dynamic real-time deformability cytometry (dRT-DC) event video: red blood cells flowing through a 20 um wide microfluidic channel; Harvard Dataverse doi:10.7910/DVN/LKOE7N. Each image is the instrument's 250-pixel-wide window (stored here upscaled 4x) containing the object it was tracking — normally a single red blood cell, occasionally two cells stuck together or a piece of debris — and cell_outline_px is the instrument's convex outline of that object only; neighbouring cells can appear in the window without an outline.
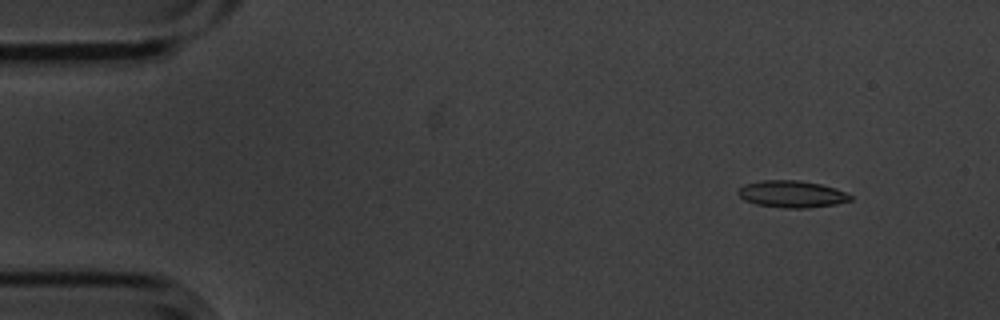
{"species": "common noctule bat (a hibernating species)", "species_latin": "Nyctalus noctula", "temperature_condition": "cold", "stored_images_in_passage": 6, "camera_frame_rate_fps": 3000, "um_per_image_px": 0.085, "animal": {"sex": "male", "body_mass_g": 20.1, "forearm_length_mm": 53.5}, "frame": {"image": 1, "passage_image": 2, "time_ms": 0.333, "image_size_px": [1000, 320], "cell_outline_px": [[852, 200], [836, 204], [808, 208], [784, 208], [756, 204], [744, 200], [736, 192], [744, 184], [760, 180], [800, 180], [820, 184], [836, 188], [852, 196]], "centroid_in_image_um": [67.29, 16.49], "position_along_channel_um": 17.7, "area_um2": 17.69}}
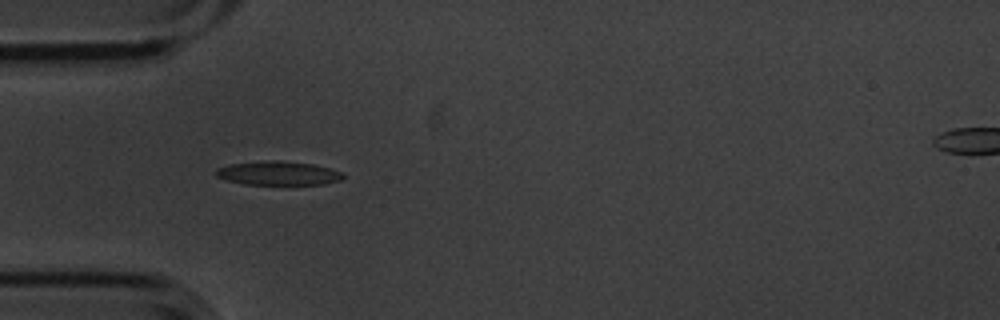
{"frame": {"image": 2, "passage_image": 5, "time_ms": 1.333, "image_size_px": [1000, 320], "cell_outline_px": [[344, 180], [324, 184], [244, 184], [228, 180], [216, 176], [216, 168], [228, 164], [268, 160], [280, 160], [312, 164], [344, 172]], "centroid_in_image_um": [23.68, 14.71], "position_along_channel_um": 61.3, "area_um2": 17.74}}
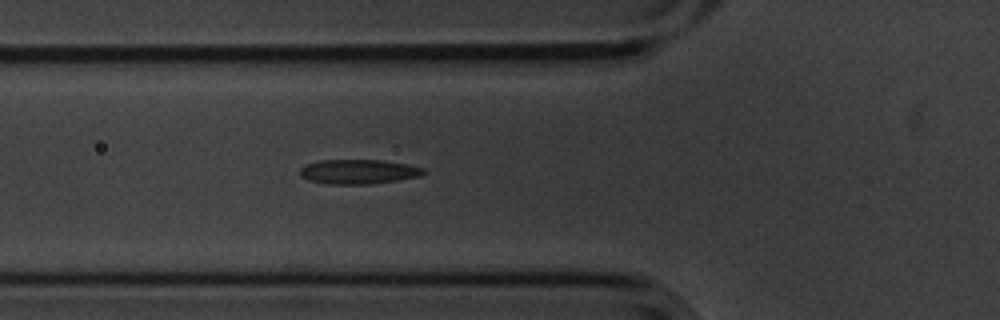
{"frame": {"image": 3, "passage_image": 6, "time_ms": 1.667, "image_size_px": [1000, 320], "cell_outline_px": [[424, 172], [420, 176], [396, 180], [368, 184], [328, 184], [308, 180], [300, 176], [300, 168], [304, 164], [320, 160], [384, 160], [408, 164], [424, 168]], "centroid_in_image_um": [30.43, 14.58], "position_along_channel_um": 95.4, "area_um2": 17.69}}